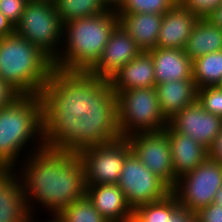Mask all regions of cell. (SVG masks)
Segmentation results:
<instances>
[{"instance_id":"27","label":"cell","mask_w":222,"mask_h":222,"mask_svg":"<svg viewBox=\"0 0 222 222\" xmlns=\"http://www.w3.org/2000/svg\"><path fill=\"white\" fill-rule=\"evenodd\" d=\"M175 4L174 0H124L116 14L118 17L122 13L165 14Z\"/></svg>"},{"instance_id":"38","label":"cell","mask_w":222,"mask_h":222,"mask_svg":"<svg viewBox=\"0 0 222 222\" xmlns=\"http://www.w3.org/2000/svg\"><path fill=\"white\" fill-rule=\"evenodd\" d=\"M213 203L222 207V186L216 192Z\"/></svg>"},{"instance_id":"29","label":"cell","mask_w":222,"mask_h":222,"mask_svg":"<svg viewBox=\"0 0 222 222\" xmlns=\"http://www.w3.org/2000/svg\"><path fill=\"white\" fill-rule=\"evenodd\" d=\"M179 4L198 19H207L222 4V0H180Z\"/></svg>"},{"instance_id":"28","label":"cell","mask_w":222,"mask_h":222,"mask_svg":"<svg viewBox=\"0 0 222 222\" xmlns=\"http://www.w3.org/2000/svg\"><path fill=\"white\" fill-rule=\"evenodd\" d=\"M197 101L207 112L222 117V88L218 85L197 89Z\"/></svg>"},{"instance_id":"10","label":"cell","mask_w":222,"mask_h":222,"mask_svg":"<svg viewBox=\"0 0 222 222\" xmlns=\"http://www.w3.org/2000/svg\"><path fill=\"white\" fill-rule=\"evenodd\" d=\"M118 186L132 210L139 205L161 200L171 193V188L132 151L124 159Z\"/></svg>"},{"instance_id":"34","label":"cell","mask_w":222,"mask_h":222,"mask_svg":"<svg viewBox=\"0 0 222 222\" xmlns=\"http://www.w3.org/2000/svg\"><path fill=\"white\" fill-rule=\"evenodd\" d=\"M14 25L0 12V38L13 34Z\"/></svg>"},{"instance_id":"15","label":"cell","mask_w":222,"mask_h":222,"mask_svg":"<svg viewBox=\"0 0 222 222\" xmlns=\"http://www.w3.org/2000/svg\"><path fill=\"white\" fill-rule=\"evenodd\" d=\"M165 129L172 154L175 185L181 176L194 170L208 158V150L191 137L176 132L169 124Z\"/></svg>"},{"instance_id":"16","label":"cell","mask_w":222,"mask_h":222,"mask_svg":"<svg viewBox=\"0 0 222 222\" xmlns=\"http://www.w3.org/2000/svg\"><path fill=\"white\" fill-rule=\"evenodd\" d=\"M197 21L190 10L176 3L163 14L157 47L184 49Z\"/></svg>"},{"instance_id":"2","label":"cell","mask_w":222,"mask_h":222,"mask_svg":"<svg viewBox=\"0 0 222 222\" xmlns=\"http://www.w3.org/2000/svg\"><path fill=\"white\" fill-rule=\"evenodd\" d=\"M28 159L20 176L31 216H34V200L55 216L86 196L84 166L77 153L38 146Z\"/></svg>"},{"instance_id":"17","label":"cell","mask_w":222,"mask_h":222,"mask_svg":"<svg viewBox=\"0 0 222 222\" xmlns=\"http://www.w3.org/2000/svg\"><path fill=\"white\" fill-rule=\"evenodd\" d=\"M16 170L0 175V222H29L31 215L25 201L22 179ZM13 173V174H12Z\"/></svg>"},{"instance_id":"26","label":"cell","mask_w":222,"mask_h":222,"mask_svg":"<svg viewBox=\"0 0 222 222\" xmlns=\"http://www.w3.org/2000/svg\"><path fill=\"white\" fill-rule=\"evenodd\" d=\"M57 216L63 222H108L97 211L87 196L74 201Z\"/></svg>"},{"instance_id":"8","label":"cell","mask_w":222,"mask_h":222,"mask_svg":"<svg viewBox=\"0 0 222 222\" xmlns=\"http://www.w3.org/2000/svg\"><path fill=\"white\" fill-rule=\"evenodd\" d=\"M221 186L222 164L208 157L194 170L181 176L171 192L186 212L196 213L213 203Z\"/></svg>"},{"instance_id":"30","label":"cell","mask_w":222,"mask_h":222,"mask_svg":"<svg viewBox=\"0 0 222 222\" xmlns=\"http://www.w3.org/2000/svg\"><path fill=\"white\" fill-rule=\"evenodd\" d=\"M29 0H0V12L15 26Z\"/></svg>"},{"instance_id":"19","label":"cell","mask_w":222,"mask_h":222,"mask_svg":"<svg viewBox=\"0 0 222 222\" xmlns=\"http://www.w3.org/2000/svg\"><path fill=\"white\" fill-rule=\"evenodd\" d=\"M116 95L124 90L155 87L154 63L149 52L142 51L109 80Z\"/></svg>"},{"instance_id":"36","label":"cell","mask_w":222,"mask_h":222,"mask_svg":"<svg viewBox=\"0 0 222 222\" xmlns=\"http://www.w3.org/2000/svg\"><path fill=\"white\" fill-rule=\"evenodd\" d=\"M107 10L117 11L124 0H100Z\"/></svg>"},{"instance_id":"11","label":"cell","mask_w":222,"mask_h":222,"mask_svg":"<svg viewBox=\"0 0 222 222\" xmlns=\"http://www.w3.org/2000/svg\"><path fill=\"white\" fill-rule=\"evenodd\" d=\"M126 138L135 156L172 189L174 169L167 130L137 132Z\"/></svg>"},{"instance_id":"5","label":"cell","mask_w":222,"mask_h":222,"mask_svg":"<svg viewBox=\"0 0 222 222\" xmlns=\"http://www.w3.org/2000/svg\"><path fill=\"white\" fill-rule=\"evenodd\" d=\"M35 136L39 147H44L40 95H22L13 104L0 109V168L15 170L20 151Z\"/></svg>"},{"instance_id":"4","label":"cell","mask_w":222,"mask_h":222,"mask_svg":"<svg viewBox=\"0 0 222 222\" xmlns=\"http://www.w3.org/2000/svg\"><path fill=\"white\" fill-rule=\"evenodd\" d=\"M53 69V61L16 32L0 38V78L22 95H40Z\"/></svg>"},{"instance_id":"41","label":"cell","mask_w":222,"mask_h":222,"mask_svg":"<svg viewBox=\"0 0 222 222\" xmlns=\"http://www.w3.org/2000/svg\"><path fill=\"white\" fill-rule=\"evenodd\" d=\"M220 88H222V80H221V82L219 83V85H218Z\"/></svg>"},{"instance_id":"14","label":"cell","mask_w":222,"mask_h":222,"mask_svg":"<svg viewBox=\"0 0 222 222\" xmlns=\"http://www.w3.org/2000/svg\"><path fill=\"white\" fill-rule=\"evenodd\" d=\"M86 196L108 222H131L132 208L118 184L86 185Z\"/></svg>"},{"instance_id":"31","label":"cell","mask_w":222,"mask_h":222,"mask_svg":"<svg viewBox=\"0 0 222 222\" xmlns=\"http://www.w3.org/2000/svg\"><path fill=\"white\" fill-rule=\"evenodd\" d=\"M21 96L16 88L0 78V109L13 104Z\"/></svg>"},{"instance_id":"7","label":"cell","mask_w":222,"mask_h":222,"mask_svg":"<svg viewBox=\"0 0 222 222\" xmlns=\"http://www.w3.org/2000/svg\"><path fill=\"white\" fill-rule=\"evenodd\" d=\"M120 135L164 130L168 121L160 109L155 87L124 90L117 94Z\"/></svg>"},{"instance_id":"20","label":"cell","mask_w":222,"mask_h":222,"mask_svg":"<svg viewBox=\"0 0 222 222\" xmlns=\"http://www.w3.org/2000/svg\"><path fill=\"white\" fill-rule=\"evenodd\" d=\"M155 88L160 109L167 121L197 101V87L193 79L160 83Z\"/></svg>"},{"instance_id":"32","label":"cell","mask_w":222,"mask_h":222,"mask_svg":"<svg viewBox=\"0 0 222 222\" xmlns=\"http://www.w3.org/2000/svg\"><path fill=\"white\" fill-rule=\"evenodd\" d=\"M199 222H222V207L214 203L196 212Z\"/></svg>"},{"instance_id":"37","label":"cell","mask_w":222,"mask_h":222,"mask_svg":"<svg viewBox=\"0 0 222 222\" xmlns=\"http://www.w3.org/2000/svg\"><path fill=\"white\" fill-rule=\"evenodd\" d=\"M179 222H199L198 216L193 212H185L179 219Z\"/></svg>"},{"instance_id":"6","label":"cell","mask_w":222,"mask_h":222,"mask_svg":"<svg viewBox=\"0 0 222 222\" xmlns=\"http://www.w3.org/2000/svg\"><path fill=\"white\" fill-rule=\"evenodd\" d=\"M14 31L54 61L63 44V23L54 0H29ZM57 46V47H56Z\"/></svg>"},{"instance_id":"40","label":"cell","mask_w":222,"mask_h":222,"mask_svg":"<svg viewBox=\"0 0 222 222\" xmlns=\"http://www.w3.org/2000/svg\"><path fill=\"white\" fill-rule=\"evenodd\" d=\"M5 171V169L0 168V175Z\"/></svg>"},{"instance_id":"23","label":"cell","mask_w":222,"mask_h":222,"mask_svg":"<svg viewBox=\"0 0 222 222\" xmlns=\"http://www.w3.org/2000/svg\"><path fill=\"white\" fill-rule=\"evenodd\" d=\"M185 212L171 192L161 200L134 208L131 222H179Z\"/></svg>"},{"instance_id":"12","label":"cell","mask_w":222,"mask_h":222,"mask_svg":"<svg viewBox=\"0 0 222 222\" xmlns=\"http://www.w3.org/2000/svg\"><path fill=\"white\" fill-rule=\"evenodd\" d=\"M168 124L176 132L191 137L209 150L221 131L222 117L207 112L196 101L177 113Z\"/></svg>"},{"instance_id":"1","label":"cell","mask_w":222,"mask_h":222,"mask_svg":"<svg viewBox=\"0 0 222 222\" xmlns=\"http://www.w3.org/2000/svg\"><path fill=\"white\" fill-rule=\"evenodd\" d=\"M40 96L44 147L78 153L121 137L109 80L54 68Z\"/></svg>"},{"instance_id":"39","label":"cell","mask_w":222,"mask_h":222,"mask_svg":"<svg viewBox=\"0 0 222 222\" xmlns=\"http://www.w3.org/2000/svg\"><path fill=\"white\" fill-rule=\"evenodd\" d=\"M34 219L31 216L30 221L29 222H33ZM48 222H63L57 215L53 216L52 219L48 220Z\"/></svg>"},{"instance_id":"13","label":"cell","mask_w":222,"mask_h":222,"mask_svg":"<svg viewBox=\"0 0 222 222\" xmlns=\"http://www.w3.org/2000/svg\"><path fill=\"white\" fill-rule=\"evenodd\" d=\"M141 52L133 38L118 24L112 31L101 57L88 72L93 76L110 80Z\"/></svg>"},{"instance_id":"25","label":"cell","mask_w":222,"mask_h":222,"mask_svg":"<svg viewBox=\"0 0 222 222\" xmlns=\"http://www.w3.org/2000/svg\"><path fill=\"white\" fill-rule=\"evenodd\" d=\"M54 3L63 24L107 11L100 0H54Z\"/></svg>"},{"instance_id":"22","label":"cell","mask_w":222,"mask_h":222,"mask_svg":"<svg viewBox=\"0 0 222 222\" xmlns=\"http://www.w3.org/2000/svg\"><path fill=\"white\" fill-rule=\"evenodd\" d=\"M222 50V29L208 19H198L184 47L193 61L205 54Z\"/></svg>"},{"instance_id":"24","label":"cell","mask_w":222,"mask_h":222,"mask_svg":"<svg viewBox=\"0 0 222 222\" xmlns=\"http://www.w3.org/2000/svg\"><path fill=\"white\" fill-rule=\"evenodd\" d=\"M192 72L197 89L219 85L222 80V50L193 60Z\"/></svg>"},{"instance_id":"33","label":"cell","mask_w":222,"mask_h":222,"mask_svg":"<svg viewBox=\"0 0 222 222\" xmlns=\"http://www.w3.org/2000/svg\"><path fill=\"white\" fill-rule=\"evenodd\" d=\"M208 157L213 161L222 164V128L218 135L215 137L214 143L208 150Z\"/></svg>"},{"instance_id":"21","label":"cell","mask_w":222,"mask_h":222,"mask_svg":"<svg viewBox=\"0 0 222 222\" xmlns=\"http://www.w3.org/2000/svg\"><path fill=\"white\" fill-rule=\"evenodd\" d=\"M163 14L122 13L119 25L133 38L138 47L148 52L157 47Z\"/></svg>"},{"instance_id":"35","label":"cell","mask_w":222,"mask_h":222,"mask_svg":"<svg viewBox=\"0 0 222 222\" xmlns=\"http://www.w3.org/2000/svg\"><path fill=\"white\" fill-rule=\"evenodd\" d=\"M213 25L222 29V4L207 18Z\"/></svg>"},{"instance_id":"18","label":"cell","mask_w":222,"mask_h":222,"mask_svg":"<svg viewBox=\"0 0 222 222\" xmlns=\"http://www.w3.org/2000/svg\"><path fill=\"white\" fill-rule=\"evenodd\" d=\"M148 52L154 63L156 85L175 80L193 79V61L184 49L156 47Z\"/></svg>"},{"instance_id":"3","label":"cell","mask_w":222,"mask_h":222,"mask_svg":"<svg viewBox=\"0 0 222 222\" xmlns=\"http://www.w3.org/2000/svg\"><path fill=\"white\" fill-rule=\"evenodd\" d=\"M118 24L119 17L113 10L64 23V51L59 52L53 67L63 71L88 72L101 57Z\"/></svg>"},{"instance_id":"9","label":"cell","mask_w":222,"mask_h":222,"mask_svg":"<svg viewBox=\"0 0 222 222\" xmlns=\"http://www.w3.org/2000/svg\"><path fill=\"white\" fill-rule=\"evenodd\" d=\"M131 152L126 137L90 146L77 154L82 160L86 185L118 184L125 157Z\"/></svg>"}]
</instances>
